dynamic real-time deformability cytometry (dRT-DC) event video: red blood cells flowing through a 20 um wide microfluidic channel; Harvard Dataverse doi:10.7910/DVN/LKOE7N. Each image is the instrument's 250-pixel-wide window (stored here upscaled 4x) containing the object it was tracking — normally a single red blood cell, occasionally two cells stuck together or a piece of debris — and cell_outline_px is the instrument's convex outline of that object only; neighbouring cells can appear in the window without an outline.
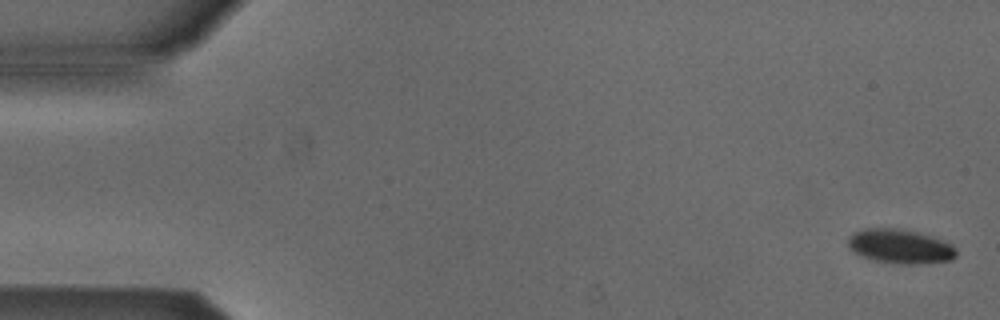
{"species": "Egyptian fruit bat (a non-hibernating species)", "species_latin": "Rousettus aegyptiacus", "temperature_condition": "cold", "stored_images_in_passage": 7, "camera_frame_rate_fps": 3000, "um_per_image_px": 0.085, "animal": {"sex": "male"}, "frame": {"image": 1, "passage_image": 1, "time_ms": 0.0, "image_size_px": [1000, 320], "cell_outline_px": [[956, 256], [952, 260], [916, 264], [900, 264], [876, 260], [864, 256], [848, 248], [848, 236], [852, 232], [864, 228], [900, 228], [932, 236], [944, 240], [952, 244], [956, 248]], "centroid_in_image_um": [76.52, 20.92], "position_along_channel_um": 8.5, "area_um2": 21.68}}
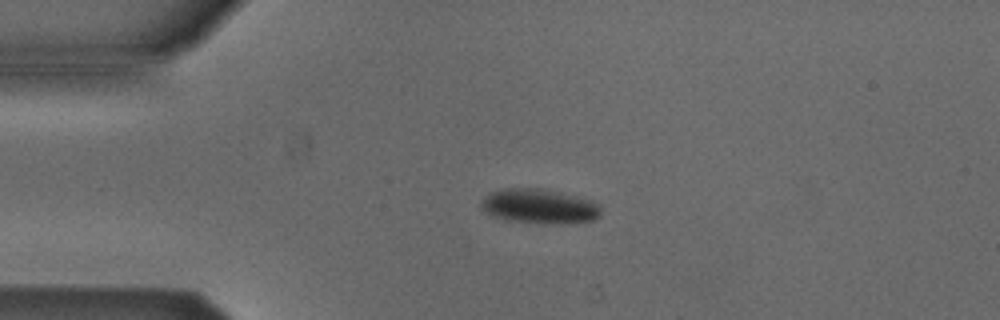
{"frame": {"image": 2, "passage_image": 4, "time_ms": 1.0, "image_size_px": [1000, 320], "cell_outline_px": [[600, 216], [596, 220], [544, 224], [504, 220], [492, 216], [484, 212], [480, 208], [480, 204], [484, 196], [492, 192], [504, 188], [540, 188], [560, 192], [592, 200], [600, 204]], "centroid_in_image_um": [45.81, 17.53], "position_along_channel_um": 39.2, "area_um2": 24.39}}
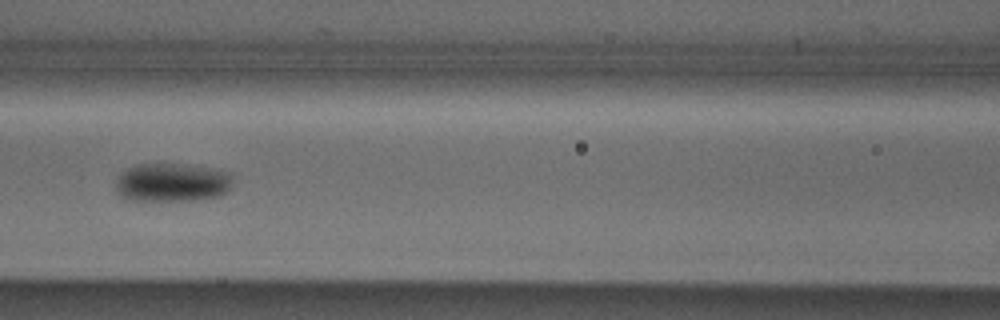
{"frame": {"image": 3, "passage_image": 7, "time_ms": 2.0, "image_size_px": [1000, 320], "cell_outline_px": [[232, 184], [228, 192], [220, 196], [192, 200], [132, 200], [116, 192], [116, 176], [128, 168], [136, 164], [176, 164], [204, 168], [224, 172], [228, 176]], "centroid_in_image_um": [14.56, 15.52], "position_along_channel_um": 152.0, "area_um2": 25.78}}